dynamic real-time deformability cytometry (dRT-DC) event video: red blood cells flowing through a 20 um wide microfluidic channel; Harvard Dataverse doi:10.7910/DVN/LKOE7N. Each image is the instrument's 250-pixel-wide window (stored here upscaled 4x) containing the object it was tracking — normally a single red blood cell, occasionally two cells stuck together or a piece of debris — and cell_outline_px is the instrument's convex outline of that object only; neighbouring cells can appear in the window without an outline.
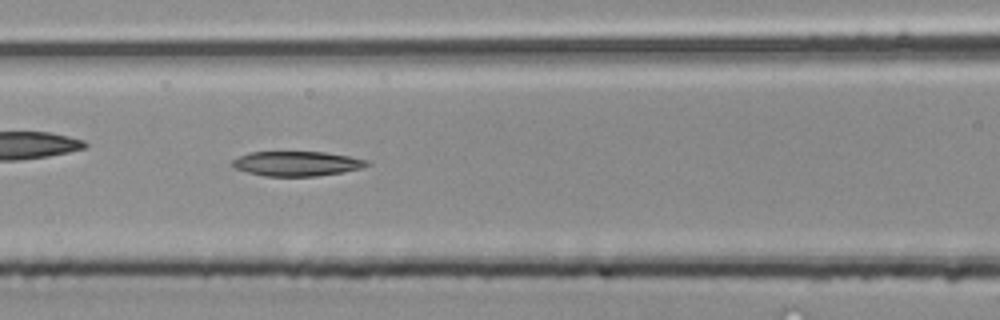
{"species": "common noctule bat (a hibernating species)", "species_latin": "Nyctalus noctula", "temperature_condition": "room temperature", "stored_images_in_passage": 44, "camera_frame_rate_fps": 3000, "um_per_image_px": 0.085, "animal": {"sex": "male", "body_mass_g": 20.4}, "frame": {"image": 1, "passage_image": 19, "time_ms": 6.0, "image_size_px": [1000, 320], "cell_outline_px": [[372, 164], [360, 168], [340, 172], [316, 176], [264, 176], [248, 172], [236, 168], [228, 164], [232, 160], [248, 152], [328, 152], [368, 160]], "centroid_in_image_um": [25.21, 13.9], "position_along_channel_um": 141.4, "area_um2": 19.36}}
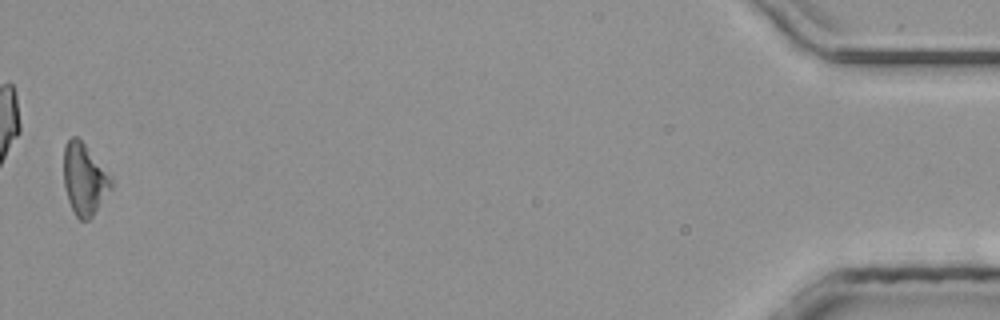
{"frame": {"image": 2, "passage_image": 44, "time_ms": 14.333, "image_size_px": [1000, 320], "cell_outline_px": [[112, 184], [92, 216], [88, 220], [80, 220], [76, 216], [68, 200], [64, 184], [64, 144], [72, 136], [76, 136], [84, 144], [112, 180]], "centroid_in_image_um": [7.12, 15.23], "position_along_channel_um": 428.1, "area_um2": 18.9}}